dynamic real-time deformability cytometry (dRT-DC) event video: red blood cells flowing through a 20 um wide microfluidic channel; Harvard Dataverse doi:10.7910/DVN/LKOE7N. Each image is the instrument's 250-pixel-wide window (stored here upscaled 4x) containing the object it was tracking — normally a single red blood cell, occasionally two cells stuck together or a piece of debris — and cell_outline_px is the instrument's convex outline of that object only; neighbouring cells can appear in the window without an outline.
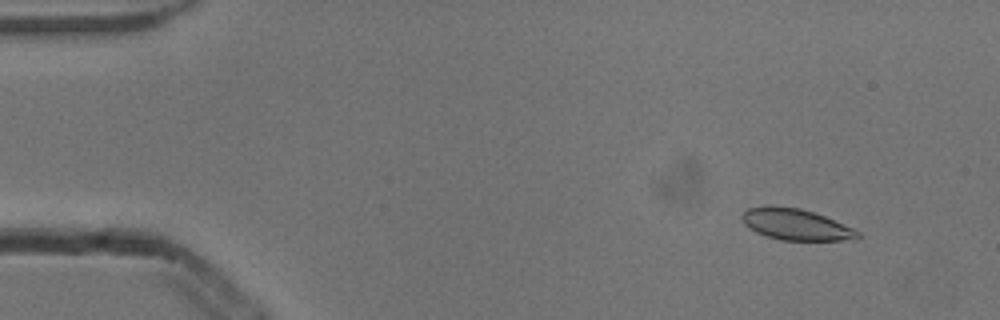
{"species": "common noctule bat (a hibernating species)", "species_latin": "Nyctalus noctula", "temperature_condition": "cold", "stored_images_in_passage": 5, "camera_frame_rate_fps": 3000, "um_per_image_px": 0.085, "animal": {"sex": "male", "body_mass_g": 13.3}, "frame": {"image": 1, "passage_image": 2, "time_ms": 0.333, "image_size_px": [1000, 320], "cell_outline_px": [[860, 236], [856, 240], [780, 240], [756, 232], [744, 224], [740, 216], [748, 208], [768, 204], [772, 204], [800, 208], [824, 216], [852, 228], [860, 232]], "centroid_in_image_um": [67.61, 19.06], "position_along_channel_um": 17.4, "area_um2": 21.15}}
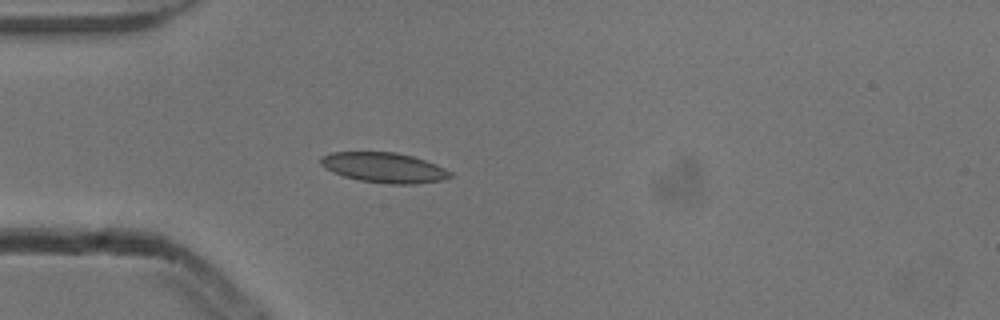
{"frame": {"image": 2, "passage_image": 5, "time_ms": 1.333, "image_size_px": [1000, 320], "cell_outline_px": [[456, 176], [444, 180], [416, 184], [392, 184], [360, 180], [344, 176], [332, 172], [320, 164], [320, 156], [332, 152], [396, 152], [412, 156], [436, 164], [452, 172]], "centroid_in_image_um": [32.68, 14.25], "position_along_channel_um": 52.3, "area_um2": 22.83}}